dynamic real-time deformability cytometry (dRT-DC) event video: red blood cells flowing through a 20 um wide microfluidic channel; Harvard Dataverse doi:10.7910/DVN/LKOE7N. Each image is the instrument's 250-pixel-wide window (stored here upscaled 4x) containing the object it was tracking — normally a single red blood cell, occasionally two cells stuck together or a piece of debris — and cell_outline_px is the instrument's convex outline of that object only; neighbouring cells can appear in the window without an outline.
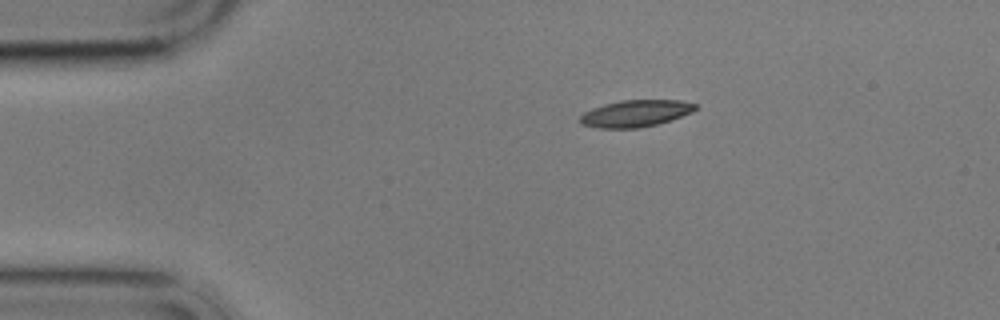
{"species": "common noctule bat (a hibernating species)", "species_latin": "Nyctalus noctula", "temperature_condition": "cold", "stored_images_in_passage": 4, "camera_frame_rate_fps": 3000, "um_per_image_px": 0.085, "animal": {"sex": "male", "body_mass_g": 17.9}, "frame": {"image": 1, "passage_image": 1, "time_ms": 0.0, "image_size_px": [1000, 320], "cell_outline_px": [[696, 108], [692, 112], [656, 124], [640, 128], [600, 128], [580, 124], [580, 116], [584, 112], [592, 108], [604, 104], [620, 100], [680, 100], [696, 104]], "centroid_in_image_um": [53.98, 9.64], "position_along_channel_um": 31.0, "area_um2": 17.86}}
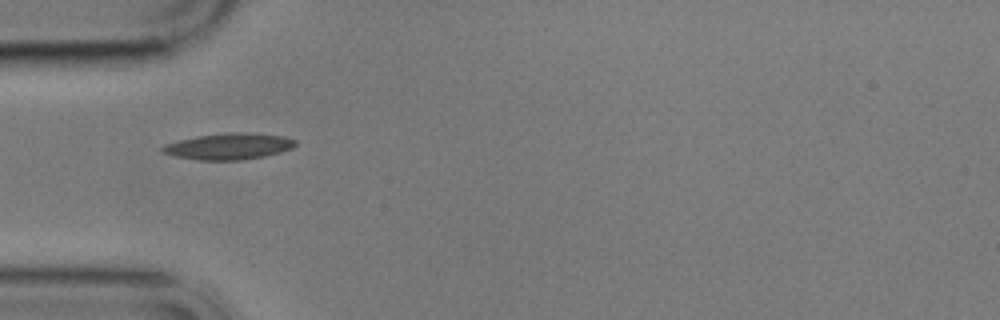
{"frame": {"image": 2, "passage_image": 3, "time_ms": 2.333, "image_size_px": [1000, 320], "cell_outline_px": [[296, 144], [292, 148], [280, 152], [264, 156], [240, 160], [200, 160], [176, 156], [160, 152], [160, 148], [164, 144], [180, 140], [200, 136], [228, 132], [244, 132], [284, 136], [296, 140]], "centroid_in_image_um": [19.45, 12.44], "position_along_channel_um": 65.6, "area_um2": 20.23}}
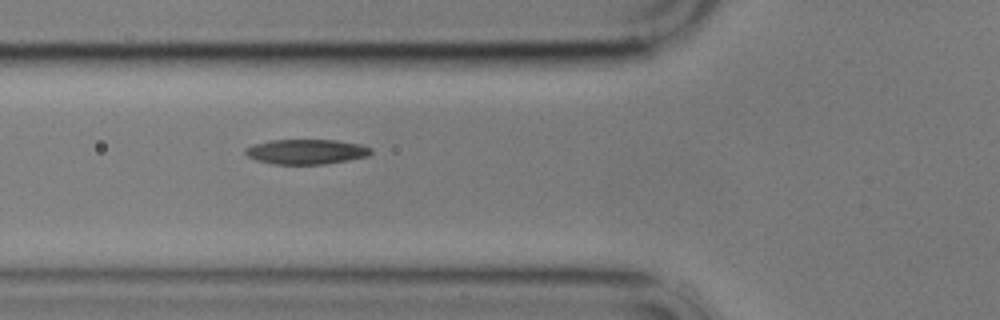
{"frame": {"image": 3, "passage_image": 4, "time_ms": 3.333, "image_size_px": [1000, 320], "cell_outline_px": [[372, 152], [368, 156], [348, 160], [324, 164], [272, 164], [256, 160], [248, 156], [244, 152], [244, 148], [252, 144], [272, 140], [336, 140], [360, 144], [372, 148]], "centroid_in_image_um": [26.01, 12.89], "position_along_channel_um": 99.8, "area_um2": 18.32}}